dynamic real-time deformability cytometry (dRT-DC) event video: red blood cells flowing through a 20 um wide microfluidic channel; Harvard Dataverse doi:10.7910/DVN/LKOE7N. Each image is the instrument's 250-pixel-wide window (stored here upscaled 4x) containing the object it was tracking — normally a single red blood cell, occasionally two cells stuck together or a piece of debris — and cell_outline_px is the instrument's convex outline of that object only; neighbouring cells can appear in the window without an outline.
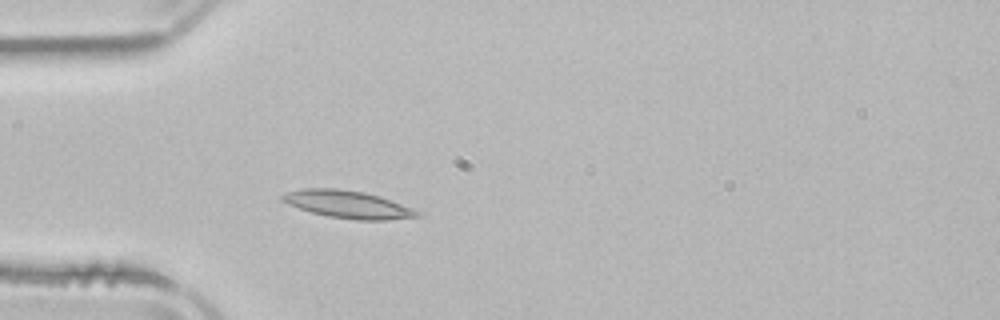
{"species": "common noctule bat (a hibernating species)", "species_latin": "Nyctalus noctula", "temperature_condition": "room temperature", "stored_images_in_passage": 3, "camera_frame_rate_fps": 3000, "um_per_image_px": 0.085, "animal": {"sex": "male", "body_mass_g": 21.5, "forearm_length_mm": 52.0}, "frame": {"image": 1, "passage_image": 3, "time_ms": 3.0, "image_size_px": [1000, 320], "cell_outline_px": [[420, 216], [388, 220], [356, 220], [328, 216], [312, 212], [288, 204], [280, 200], [280, 196], [284, 192], [300, 188], [336, 188], [364, 192], [380, 196], [412, 208], [420, 212]], "centroid_in_image_um": [29.52, 17.36], "position_along_channel_um": 55.5, "area_um2": 21.68}}